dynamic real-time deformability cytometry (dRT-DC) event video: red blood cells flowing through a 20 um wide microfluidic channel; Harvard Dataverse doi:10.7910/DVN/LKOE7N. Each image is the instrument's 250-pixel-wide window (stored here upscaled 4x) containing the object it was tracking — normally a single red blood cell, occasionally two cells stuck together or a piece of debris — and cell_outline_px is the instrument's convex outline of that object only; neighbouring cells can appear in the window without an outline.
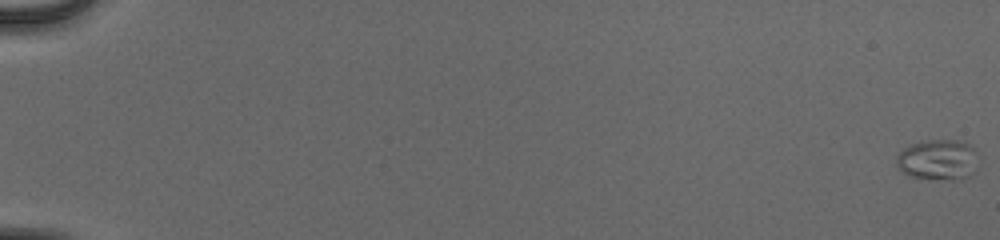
{"species": "human", "species_latin": "Homo sapiens", "temperature_condition": "cold", "stored_images_in_passage": 55, "camera_frame_rate_fps": 3000, "um_per_image_px": 0.085, "donor": {"sex": "male"}, "frame": {"image": 1, "passage_image": 1, "time_ms": 0.0, "image_size_px": [1000, 240], "cell_outline_px": [[976, 172], [960, 180], [952, 180], [912, 176], [904, 172], [896, 164], [896, 156], [904, 148], [912, 144], [928, 140], [956, 140], [972, 144], [976, 152]], "centroid_in_image_um": [79.77, 13.57], "position_along_channel_um": 5.2, "area_um2": 19.31}}
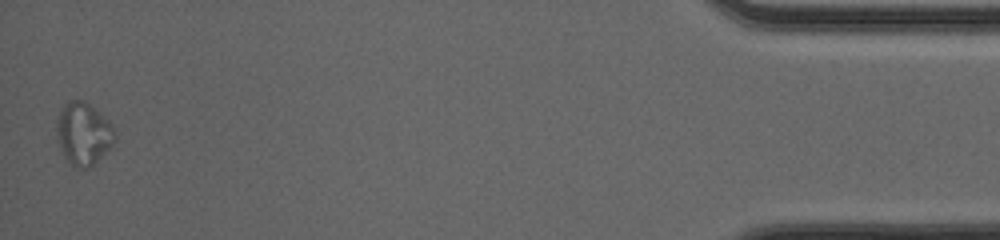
{"frame": {"image": 2, "passage_image": 55, "time_ms": 18.0, "image_size_px": [1000, 240], "cell_outline_px": [[116, 140], [88, 168], [76, 168], [68, 160], [60, 144], [56, 132], [56, 120], [64, 104], [72, 100], [84, 100], [108, 120], [112, 124], [116, 136]], "centroid_in_image_um": [7.09, 11.32], "position_along_channel_um": 428.1, "area_um2": 20.58}}